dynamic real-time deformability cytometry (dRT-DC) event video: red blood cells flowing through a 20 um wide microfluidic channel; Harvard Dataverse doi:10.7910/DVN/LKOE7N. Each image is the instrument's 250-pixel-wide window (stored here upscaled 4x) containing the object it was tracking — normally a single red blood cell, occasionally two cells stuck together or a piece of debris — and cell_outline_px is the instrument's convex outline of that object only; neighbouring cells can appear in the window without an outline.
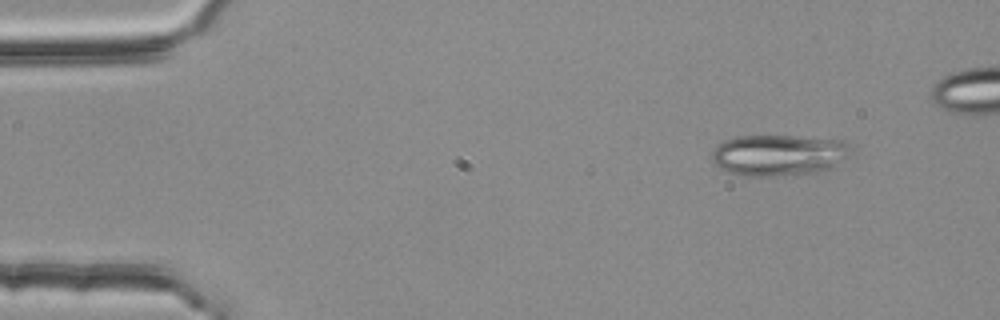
{"species": "common noctule bat (a hibernating species)", "species_latin": "Nyctalus noctula", "temperature_condition": "room temperature", "stored_images_in_passage": 4, "camera_frame_rate_fps": 3000, "um_per_image_px": 0.085, "animal": {"sex": "female", "body_mass_g": 25.1}, "frame": {"image": 1, "passage_image": 1, "time_ms": 0.0, "image_size_px": [1000, 320], "cell_outline_px": [[856, 156], [820, 172], [776, 176], [744, 176], [720, 168], [712, 160], [712, 148], [724, 140], [740, 136], [796, 136], [844, 140], [852, 148]], "centroid_in_image_um": [66.28, 13.18], "position_along_channel_um": 18.7, "area_um2": 33.93}}